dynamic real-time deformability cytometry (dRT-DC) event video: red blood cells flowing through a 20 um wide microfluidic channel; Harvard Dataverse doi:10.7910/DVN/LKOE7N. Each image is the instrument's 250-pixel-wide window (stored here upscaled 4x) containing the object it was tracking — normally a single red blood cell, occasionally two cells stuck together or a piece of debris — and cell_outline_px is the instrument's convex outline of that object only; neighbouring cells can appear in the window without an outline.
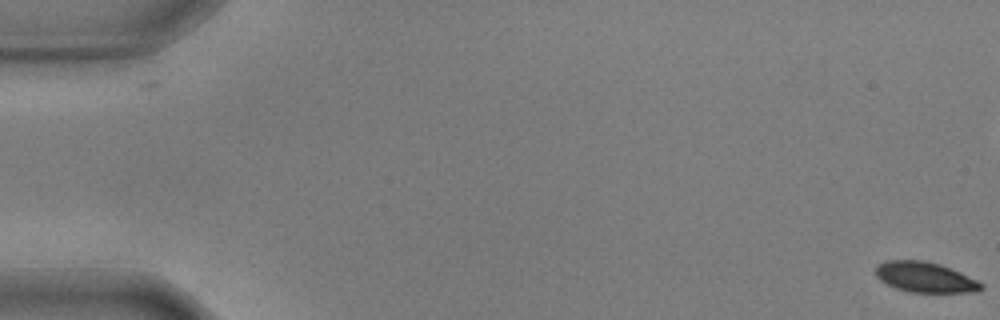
{"species": "common noctule bat (a hibernating species)", "species_latin": "Nyctalus noctula", "temperature_condition": "warm", "stored_images_in_passage": 57, "camera_frame_rate_fps": 3000, "um_per_image_px": 0.085, "animal": {"sex": "male", "body_mass_g": 17.9, "forearm_length_mm": 54.2}, "frame": {"image": 1, "passage_image": 1, "time_ms": 0.0, "image_size_px": [1000, 320], "cell_outline_px": [[984, 288], [976, 292], [908, 292], [896, 288], [880, 280], [876, 276], [876, 268], [880, 264], [888, 260], [924, 260], [940, 264], [960, 272], [984, 284]], "centroid_in_image_um": [78.65, 23.57], "position_along_channel_um": 6.3, "area_um2": 18.55}}
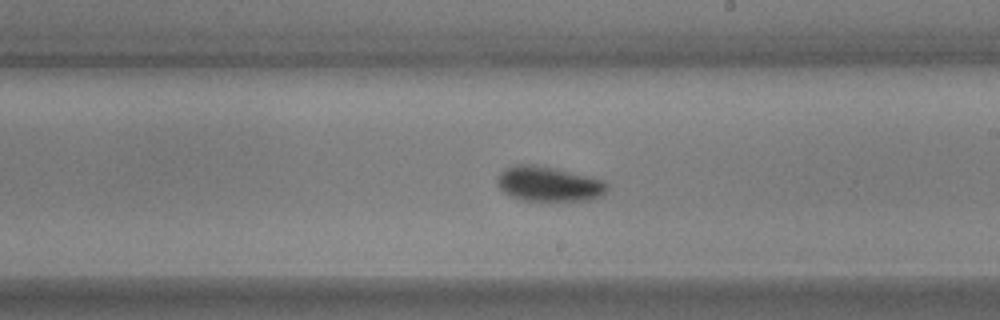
{"frame": {"image": 2, "passage_image": 34, "time_ms": 11.0, "image_size_px": [1000, 320], "cell_outline_px": [[608, 188], [600, 196], [588, 200], [520, 200], [504, 192], [496, 184], [496, 176], [504, 168], [512, 164], [532, 164], [556, 168], [592, 176], [604, 180], [608, 184]], "centroid_in_image_um": [46.61, 15.61], "position_along_channel_um": 242.4, "area_um2": 22.6}}
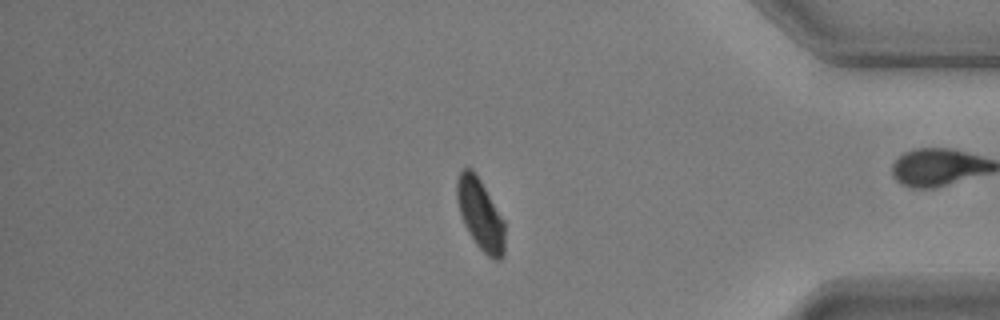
{"frame": {"image": 3, "passage_image": 49, "time_ms": 16.0, "image_size_px": [1000, 320], "cell_outline_px": [[504, 256], [500, 260], [496, 260], [488, 256], [476, 244], [468, 232], [464, 224], [456, 200], [456, 180], [460, 172], [464, 168], [472, 168], [476, 172], [504, 220]], "centroid_in_image_um": [40.82, 18.2], "position_along_channel_um": 394.4, "area_um2": 19.88}}